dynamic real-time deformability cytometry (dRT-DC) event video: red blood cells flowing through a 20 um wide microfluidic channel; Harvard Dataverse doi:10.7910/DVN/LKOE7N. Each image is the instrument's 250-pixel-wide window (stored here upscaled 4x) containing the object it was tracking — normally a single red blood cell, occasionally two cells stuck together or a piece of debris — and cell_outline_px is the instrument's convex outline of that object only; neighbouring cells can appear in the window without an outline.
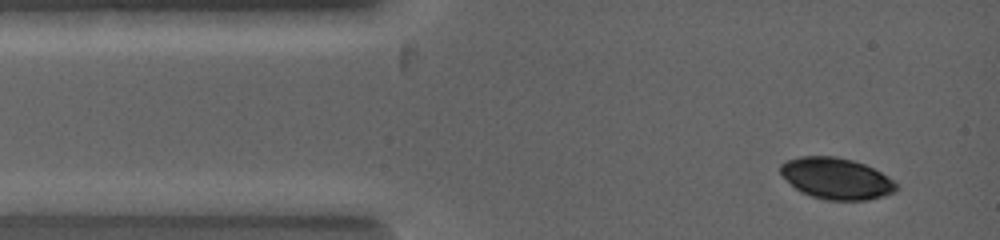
{"species": "common noctule bat (a hibernating species)", "species_latin": "Nyctalus noctula", "temperature_condition": "warm", "stored_images_in_passage": 11, "camera_frame_rate_fps": 5000, "um_per_image_px": 0.085, "animal": {"sex": "female", "body_mass_g": 19.0, "forearm_length_mm": 53.3}, "frame": {"image": 1, "passage_image": 2, "time_ms": 0.2, "image_size_px": [1000, 240], "cell_outline_px": [[900, 188], [896, 192], [868, 200], [824, 200], [812, 196], [796, 188], [780, 172], [780, 164], [788, 160], [800, 156], [836, 156], [852, 160], [864, 164], [888, 176]], "centroid_in_image_um": [71.12, 15.17], "position_along_channel_um": 13.9, "area_um2": 27.69}}
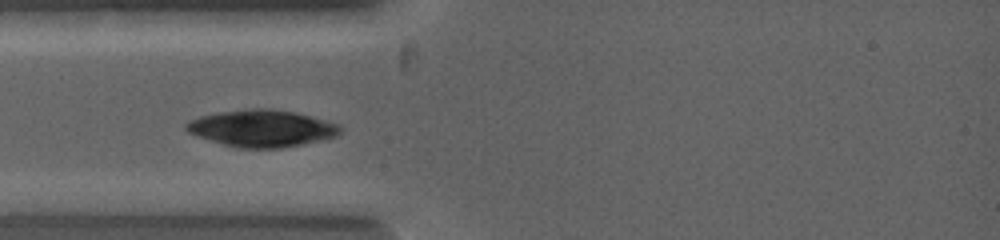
{"frame": {"image": 2, "passage_image": 7, "time_ms": 1.8, "image_size_px": [1000, 240], "cell_outline_px": [[344, 132], [336, 136], [300, 144], [280, 148], [240, 148], [224, 144], [196, 136], [188, 132], [184, 128], [184, 124], [200, 116], [220, 112], [252, 108], [268, 108], [296, 112], [328, 120], [340, 124], [344, 128]], "centroid_in_image_um": [22.3, 10.9], "position_along_channel_um": 62.7, "area_um2": 33.18}}
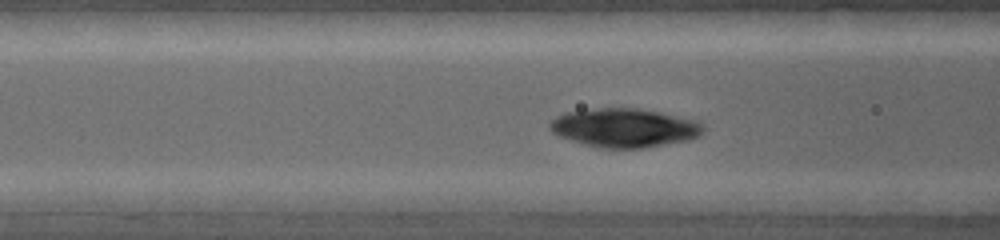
{"frame": {"image": 3, "passage_image": 10, "time_ms": 2.6, "image_size_px": [1000, 240], "cell_outline_px": [[704, 132], [700, 136], [688, 140], [640, 148], [604, 148], [572, 140], [560, 136], [552, 132], [548, 128], [548, 124], [556, 116], [568, 112], [600, 108], [632, 108], [660, 112], [696, 120], [704, 124]], "centroid_in_image_um": [53.11, 10.86], "position_along_channel_um": 113.5, "area_um2": 34.33}}